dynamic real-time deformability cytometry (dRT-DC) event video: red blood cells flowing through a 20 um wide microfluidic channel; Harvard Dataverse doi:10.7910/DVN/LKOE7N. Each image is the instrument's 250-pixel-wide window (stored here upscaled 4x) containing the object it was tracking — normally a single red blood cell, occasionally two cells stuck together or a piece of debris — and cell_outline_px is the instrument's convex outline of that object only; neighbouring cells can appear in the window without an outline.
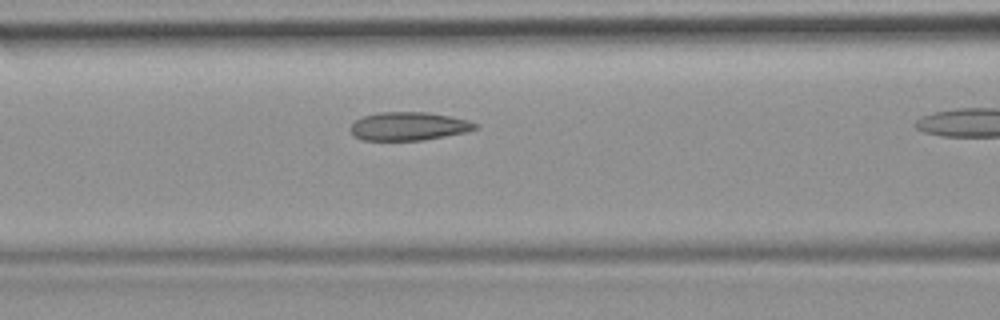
{"species": "common noctule bat (a hibernating species)", "species_latin": "Nyctalus noctula", "temperature_condition": "room temperature", "stored_images_in_passage": 11, "camera_frame_rate_fps": 3000, "um_per_image_px": 0.085, "animal": {"sex": "female", "body_mass_g": 19.9}, "frame": {"image": 1, "passage_image": 10, "time_ms": 3.0, "image_size_px": [1000, 320], "cell_outline_px": [[480, 128], [464, 132], [444, 136], [420, 140], [360, 140], [352, 136], [348, 128], [356, 120], [364, 116], [380, 112], [428, 112], [468, 120], [480, 124]], "centroid_in_image_um": [34.71, 10.73], "position_along_channel_um": 131.9, "area_um2": 20.69}}